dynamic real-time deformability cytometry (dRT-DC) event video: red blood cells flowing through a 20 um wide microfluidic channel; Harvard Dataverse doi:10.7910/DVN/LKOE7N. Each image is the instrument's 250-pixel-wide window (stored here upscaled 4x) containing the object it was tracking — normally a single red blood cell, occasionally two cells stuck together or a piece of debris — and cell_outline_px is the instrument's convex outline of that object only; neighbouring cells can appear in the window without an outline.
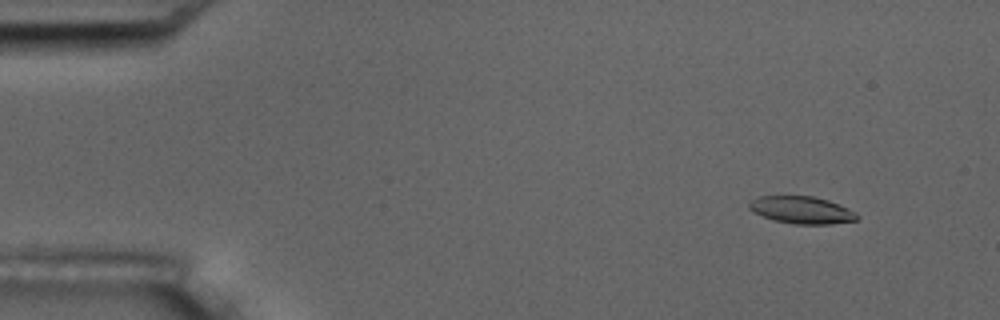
{"species": "common noctule bat (a hibernating species)", "species_latin": "Nyctalus noctula", "temperature_condition": "room temperature", "stored_images_in_passage": 6, "camera_frame_rate_fps": 3000, "um_per_image_px": 0.085, "animal": {"sex": "male", "body_mass_g": 17.5, "forearm_length_mm": 52.3}, "frame": {"image": 1, "passage_image": 2, "time_ms": 1.333, "image_size_px": [1000, 320], "cell_outline_px": [[860, 220], [832, 224], [796, 224], [772, 220], [748, 208], [748, 204], [752, 200], [760, 196], [812, 196], [828, 200], [848, 208], [856, 212], [860, 216]], "centroid_in_image_um": [68.2, 17.86], "position_along_channel_um": 16.8, "area_um2": 17.17}}